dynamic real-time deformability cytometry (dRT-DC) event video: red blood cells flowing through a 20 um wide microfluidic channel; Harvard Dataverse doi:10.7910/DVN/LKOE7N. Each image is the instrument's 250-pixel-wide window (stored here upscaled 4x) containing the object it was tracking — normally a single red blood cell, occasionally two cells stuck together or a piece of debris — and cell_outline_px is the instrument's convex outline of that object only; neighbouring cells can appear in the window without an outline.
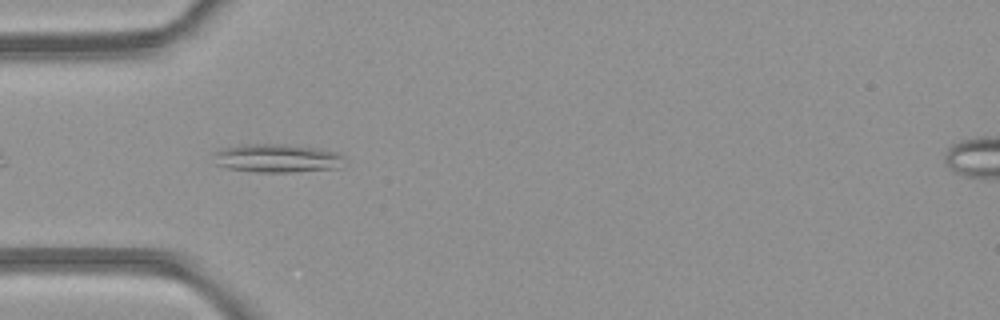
{"species": "common noctule bat (a hibernating species)", "species_latin": "Nyctalus noctula", "temperature_condition": "room temperature", "stored_images_in_passage": 4, "camera_frame_rate_fps": 3000, "um_per_image_px": 0.085, "animal": {"sex": "female", "body_mass_g": 21.9}, "frame": {"image": 1, "passage_image": 1, "time_ms": 0.0, "image_size_px": [1000, 320], "cell_outline_px": [[344, 168], [288, 172], [256, 172], [228, 168], [216, 164], [216, 152], [224, 148], [248, 144], [276, 144], [312, 148], [336, 152], [344, 156]], "centroid_in_image_um": [23.63, 13.47], "position_along_channel_um": 61.4, "area_um2": 21.33}}